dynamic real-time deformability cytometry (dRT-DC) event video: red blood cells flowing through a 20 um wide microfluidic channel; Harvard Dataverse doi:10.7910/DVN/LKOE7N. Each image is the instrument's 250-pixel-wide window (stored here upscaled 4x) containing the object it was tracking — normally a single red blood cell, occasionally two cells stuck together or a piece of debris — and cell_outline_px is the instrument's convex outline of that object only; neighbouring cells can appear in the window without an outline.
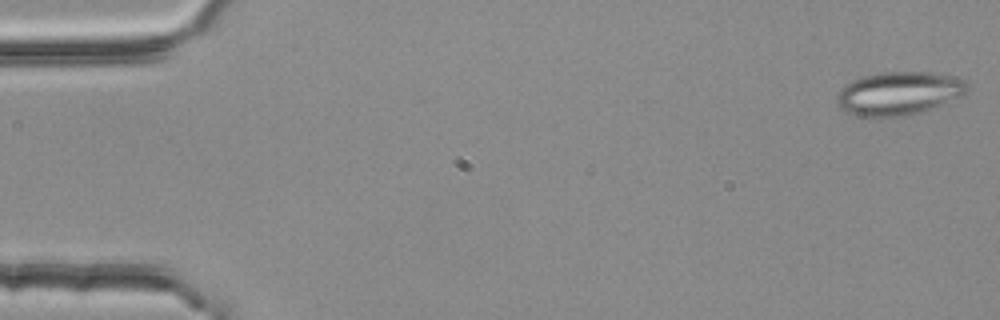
{"species": "common noctule bat (a hibernating species)", "species_latin": "Nyctalus noctula", "temperature_condition": "room temperature", "stored_images_in_passage": 4, "camera_frame_rate_fps": 3000, "um_per_image_px": 0.085, "animal": {"sex": "female", "body_mass_g": 25.1}, "frame": {"image": 1, "passage_image": 1, "time_ms": 0.0, "image_size_px": [1000, 320], "cell_outline_px": [[968, 88], [964, 92], [940, 104], [920, 112], [904, 116], [860, 116], [848, 112], [840, 108], [836, 104], [836, 96], [840, 88], [844, 84], [860, 76], [876, 72], [932, 72], [956, 76], [964, 80]], "centroid_in_image_um": [76.31, 7.9], "position_along_channel_um": 8.7, "area_um2": 32.71}}
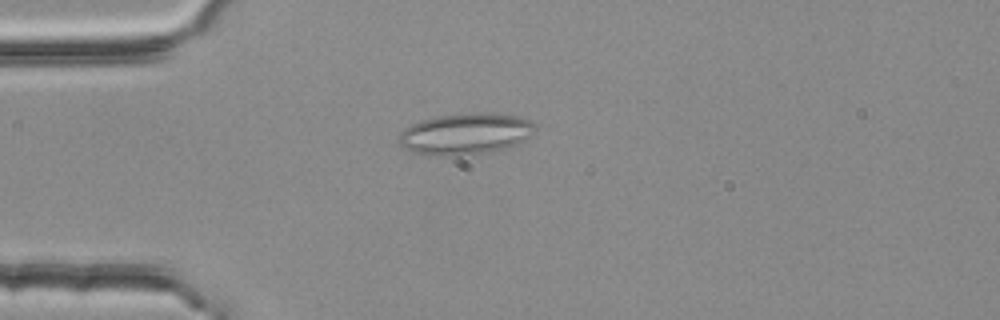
{"frame": {"image": 2, "passage_image": 4, "time_ms": 1.0, "image_size_px": [1000, 320], "cell_outline_px": [[536, 128], [524, 140], [516, 144], [468, 156], [424, 156], [412, 152], [404, 148], [396, 140], [400, 132], [404, 128], [420, 120], [440, 116], [472, 112], [484, 112], [516, 116], [532, 120], [536, 124]], "centroid_in_image_um": [39.49, 11.38], "position_along_channel_um": 45.5, "area_um2": 33.12}}